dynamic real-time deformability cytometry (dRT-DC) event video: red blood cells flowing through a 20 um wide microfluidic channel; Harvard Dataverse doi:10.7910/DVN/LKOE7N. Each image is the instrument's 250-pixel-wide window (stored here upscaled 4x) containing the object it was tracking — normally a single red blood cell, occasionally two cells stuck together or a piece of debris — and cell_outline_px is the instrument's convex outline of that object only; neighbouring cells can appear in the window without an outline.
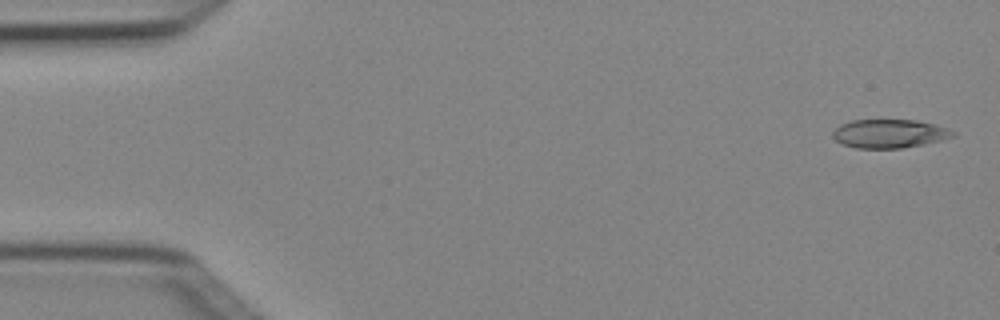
{"species": "Egyptian fruit bat (a non-hibernating species)", "species_latin": "Rousettus aegyptiacus", "temperature_condition": "cold", "stored_images_in_passage": 5, "camera_frame_rate_fps": 3000, "um_per_image_px": 0.085, "animal": {"sex": "female"}, "frame": {"image": 1, "passage_image": 1, "time_ms": 0.0, "image_size_px": [1000, 320], "cell_outline_px": [[956, 136], [924, 144], [900, 148], [856, 148], [844, 144], [836, 140], [832, 136], [832, 132], [840, 124], [852, 120], [916, 120], [948, 128], [956, 132]], "centroid_in_image_um": [75.6, 11.35], "position_along_channel_um": 9.4, "area_um2": 19.94}}
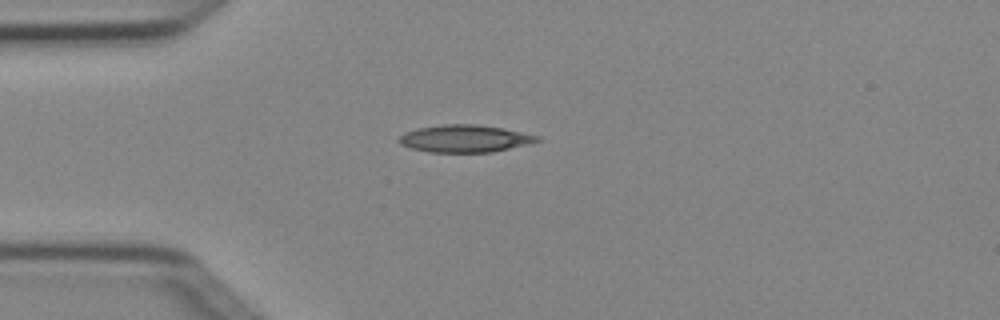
{"frame": {"image": 2, "passage_image": 4, "time_ms": 1.0, "image_size_px": [1000, 320], "cell_outline_px": [[540, 140], [528, 144], [492, 152], [428, 152], [412, 148], [400, 144], [400, 136], [408, 132], [420, 128], [448, 124], [476, 124], [504, 128], [540, 136]], "centroid_in_image_um": [39.57, 11.78], "position_along_channel_um": 45.4, "area_um2": 21.68}}